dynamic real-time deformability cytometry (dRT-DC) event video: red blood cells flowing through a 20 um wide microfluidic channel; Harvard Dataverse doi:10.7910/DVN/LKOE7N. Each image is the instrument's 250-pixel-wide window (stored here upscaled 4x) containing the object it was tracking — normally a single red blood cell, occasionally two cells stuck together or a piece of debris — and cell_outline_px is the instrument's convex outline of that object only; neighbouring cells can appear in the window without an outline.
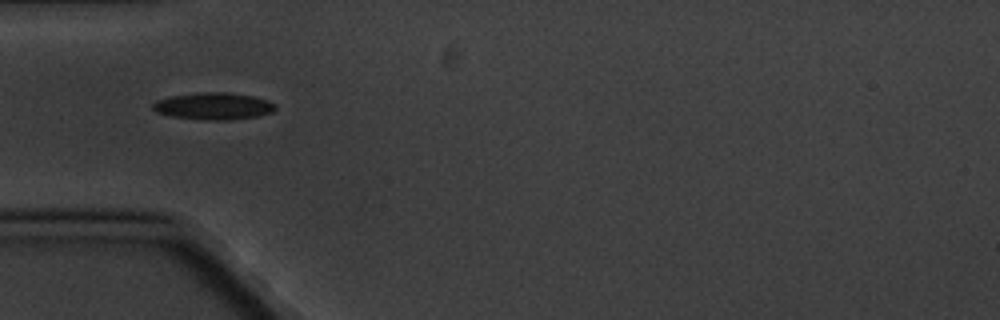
{"species": "common noctule bat (a hibernating species)", "species_latin": "Nyctalus noctula", "temperature_condition": "cold", "stored_images_in_passage": 9, "camera_frame_rate_fps": 3000, "um_per_image_px": 0.085, "animal": {"sex": "male", "body_mass_g": 20.1, "forearm_length_mm": 53.5}, "frame": {"image": 1, "passage_image": 3, "time_ms": 2.333, "image_size_px": [1000, 320], "cell_outline_px": [[276, 108], [272, 112], [256, 116], [228, 120], [208, 120], [172, 116], [156, 112], [152, 108], [152, 104], [156, 100], [172, 96], [200, 92], [228, 92], [252, 96], [268, 100], [276, 104]], "centroid_in_image_um": [18.15, 9.01], "position_along_channel_um": 66.8, "area_um2": 19.19}}